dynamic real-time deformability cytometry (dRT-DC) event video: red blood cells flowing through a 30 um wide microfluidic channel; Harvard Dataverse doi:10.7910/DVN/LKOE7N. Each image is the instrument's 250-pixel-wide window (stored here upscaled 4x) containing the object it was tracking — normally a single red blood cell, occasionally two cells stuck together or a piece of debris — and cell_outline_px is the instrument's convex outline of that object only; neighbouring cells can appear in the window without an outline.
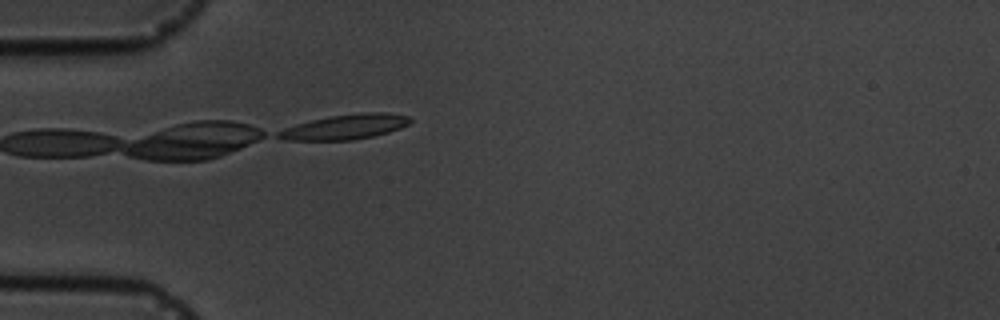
{"species": "common noctule bat (a hibernating species)", "species_latin": "Nyctalus noctula", "temperature_condition": "cold", "stored_images_in_passage": 2, "camera_frame_rate_fps": 3000, "um_per_image_px": 0.085, "animal": {"sex": "male", "body_mass_g": 19.5, "forearm_length_mm": 54.6}, "frame": {"image": 1, "passage_image": 2, "time_ms": 1.0, "image_size_px": [1000, 320], "cell_outline_px": [[412, 120], [408, 124], [400, 128], [388, 132], [372, 136], [352, 140], [284, 140], [276, 136], [276, 132], [284, 128], [296, 124], [312, 120], [332, 116], [360, 112], [388, 112], [408, 116]], "centroid_in_image_um": [29.34, 10.78], "position_along_channel_um": 55.7, "area_um2": 19.07}}